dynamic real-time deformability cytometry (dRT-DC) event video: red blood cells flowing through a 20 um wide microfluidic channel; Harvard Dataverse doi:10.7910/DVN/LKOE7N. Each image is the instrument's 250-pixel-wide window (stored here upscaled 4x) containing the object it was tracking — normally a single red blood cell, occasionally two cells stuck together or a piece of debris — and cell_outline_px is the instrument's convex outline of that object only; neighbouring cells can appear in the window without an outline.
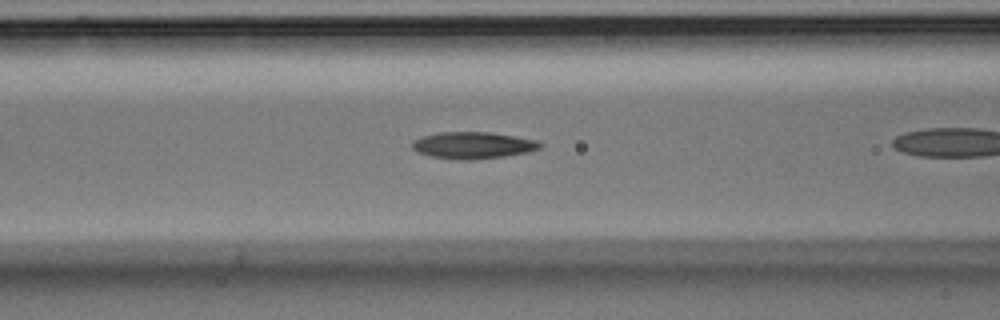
{"species": "Egyptian fruit bat (a non-hibernating species)", "species_latin": "Rousettus aegyptiacus", "temperature_condition": "room temperature", "stored_images_in_passage": 29, "camera_frame_rate_fps": 3000, "um_per_image_px": 0.085, "animal": {"sex": "male"}, "frame": {"image": 1, "passage_image": 8, "time_ms": 2.333, "image_size_px": [1000, 320], "cell_outline_px": [[544, 144], [540, 148], [528, 152], [504, 156], [472, 160], [460, 160], [432, 156], [416, 152], [412, 148], [412, 140], [424, 136], [440, 132], [488, 132], [536, 140]], "centroid_in_image_um": [40.19, 12.35], "position_along_channel_um": 126.4, "area_um2": 19.83}}
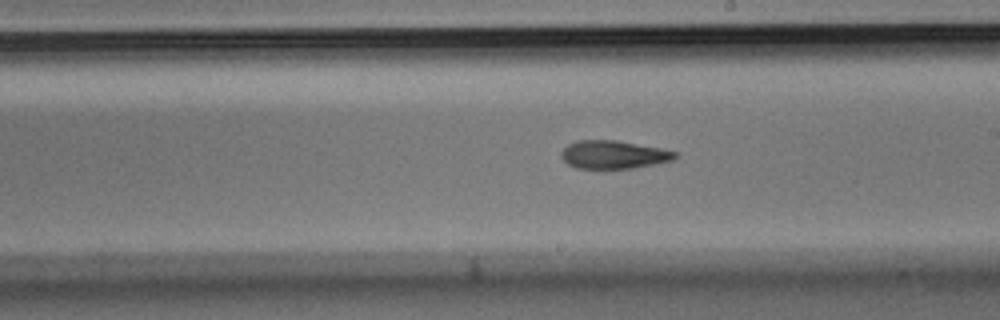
{"frame": {"image": 2, "passage_image": 17, "time_ms": 5.333, "image_size_px": [1000, 320], "cell_outline_px": [[680, 156], [672, 160], [632, 168], [576, 168], [568, 164], [560, 156], [560, 152], [568, 144], [580, 140], [616, 140], [660, 148], [676, 152]], "centroid_in_image_um": [52.14, 13.14], "position_along_channel_um": 236.9, "area_um2": 18.5}}
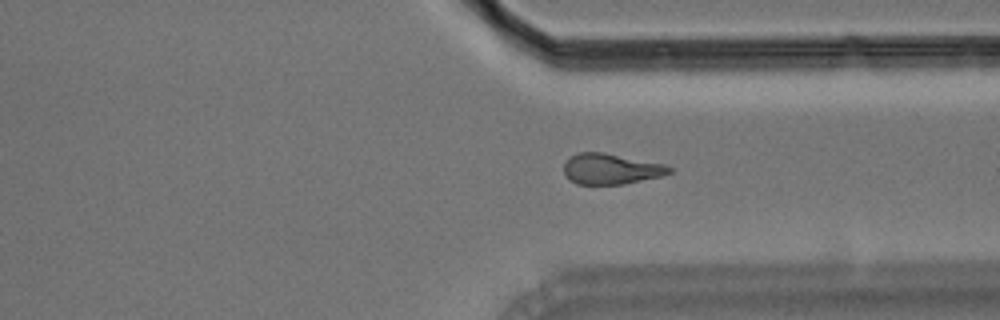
{"frame": {"image": 3, "passage_image": 27, "time_ms": 8.667, "image_size_px": [1000, 320], "cell_outline_px": [[672, 172], [664, 176], [624, 184], [576, 184], [568, 180], [564, 176], [564, 164], [572, 156], [580, 152], [604, 152], [664, 164], [672, 168]], "centroid_in_image_um": [51.94, 14.37], "position_along_channel_um": 359.5, "area_um2": 18.96}}